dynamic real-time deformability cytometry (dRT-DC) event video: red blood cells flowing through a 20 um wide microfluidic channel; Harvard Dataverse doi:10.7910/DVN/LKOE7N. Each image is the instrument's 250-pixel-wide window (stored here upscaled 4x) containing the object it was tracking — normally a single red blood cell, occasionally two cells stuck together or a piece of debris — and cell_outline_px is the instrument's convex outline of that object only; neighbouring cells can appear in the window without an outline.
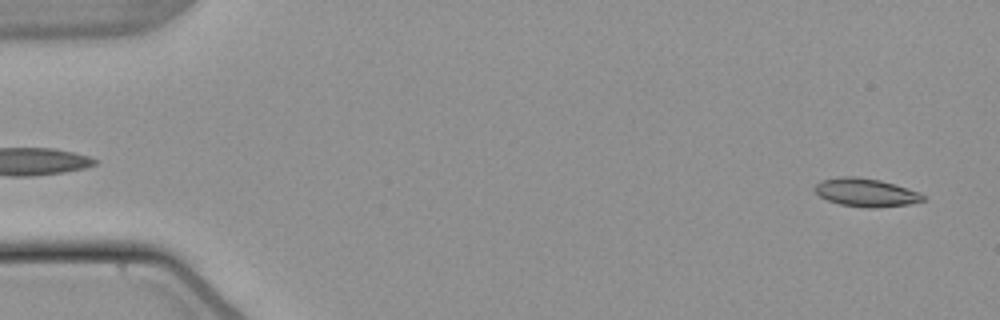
{"species": "common noctule bat (a hibernating species)", "species_latin": "Nyctalus noctula", "temperature_condition": "warm", "stored_images_in_passage": 53, "camera_frame_rate_fps": 3000, "um_per_image_px": 0.085, "animal": {"sex": "male", "body_mass_g": 21.5, "forearm_length_mm": 52.0}, "frame": {"image": 1, "passage_image": 2, "time_ms": 0.333, "image_size_px": [1000, 320], "cell_outline_px": [[924, 200], [908, 204], [876, 208], [868, 208], [840, 204], [828, 200], [820, 196], [812, 188], [820, 180], [840, 176], [856, 176], [880, 180], [908, 188], [920, 192], [924, 196]], "centroid_in_image_um": [73.57, 16.35], "position_along_channel_um": 11.4, "area_um2": 17.86}}
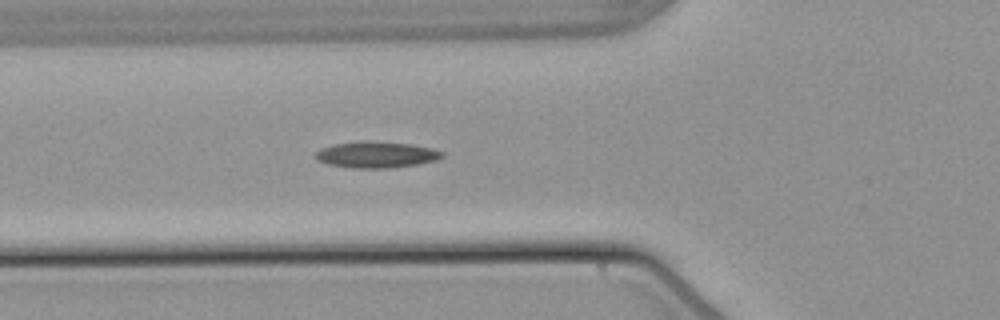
{"frame": {"image": 2, "passage_image": 19, "time_ms": 6.0, "image_size_px": [1000, 320], "cell_outline_px": [[444, 156], [436, 160], [416, 164], [392, 168], [352, 168], [328, 164], [316, 160], [316, 152], [320, 148], [336, 144], [360, 140], [368, 140], [408, 144], [432, 148], [444, 152]], "centroid_in_image_um": [31.97, 13.14], "position_along_channel_um": 93.8, "area_um2": 19.42}}
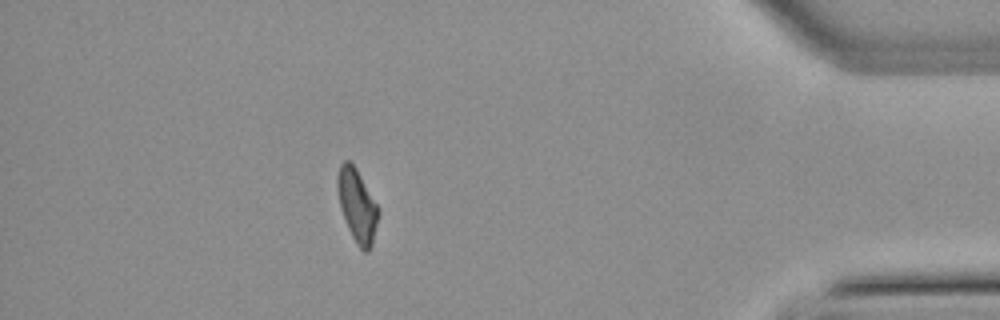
{"frame": {"image": 3, "passage_image": 47, "time_ms": 15.333, "image_size_px": [1000, 320], "cell_outline_px": [[380, 212], [372, 244], [368, 252], [364, 252], [356, 244], [348, 228], [340, 208], [336, 184], [336, 180], [340, 164], [344, 160], [348, 160], [356, 168], [380, 208]], "centroid_in_image_um": [30.36, 17.47], "position_along_channel_um": 404.8, "area_um2": 17.51}, "authors_computed_cell_mechanics": {"area_um2": 17.8602, "velocity_mm_per_s": 3.8264, "shape_relaxation_time_tau1_ms": 10.7217, "shape_relaxation_time_tau2_ms": 4.6679, "deformation_change_tau1": 0.2326, "deformation_change_tau2": 0.1241}}